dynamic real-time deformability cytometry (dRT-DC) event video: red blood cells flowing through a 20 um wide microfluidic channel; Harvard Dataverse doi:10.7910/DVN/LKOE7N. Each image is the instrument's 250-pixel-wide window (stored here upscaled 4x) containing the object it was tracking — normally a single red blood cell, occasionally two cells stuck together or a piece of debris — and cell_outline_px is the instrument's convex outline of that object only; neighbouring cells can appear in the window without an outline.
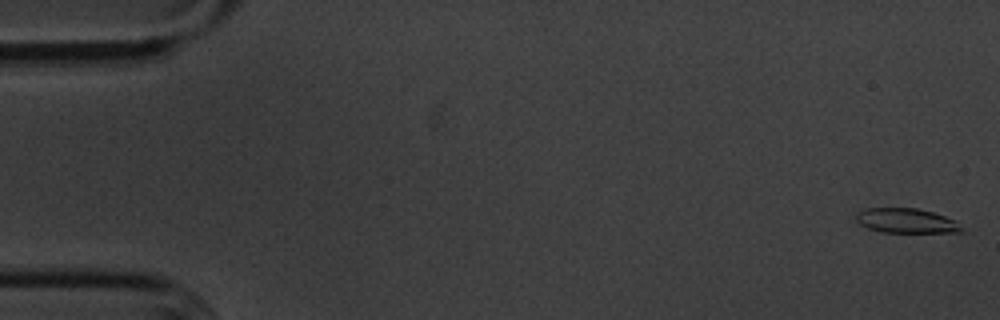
{"species": "common noctule bat (a hibernating species)", "species_latin": "Nyctalus noctula", "temperature_condition": "cold", "stored_images_in_passage": 57, "camera_frame_rate_fps": 3000, "um_per_image_px": 0.085, "animal": {"sex": "male", "body_mass_g": 20.1, "forearm_length_mm": 53.5}, "frame": {"image": 1, "passage_image": 1, "time_ms": 0.0, "image_size_px": [1000, 320], "cell_outline_px": [[964, 232], [880, 232], [868, 228], [860, 224], [856, 220], [856, 216], [864, 208], [916, 208], [932, 212], [956, 220], [964, 228]], "centroid_in_image_um": [77.07, 18.77], "position_along_channel_um": 7.9, "area_um2": 15.14}}
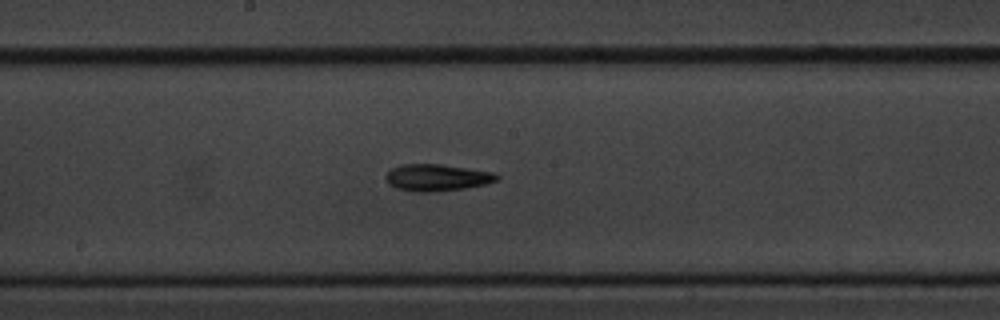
{"frame": {"image": 2, "passage_image": 30, "time_ms": 9.667, "image_size_px": [1000, 320], "cell_outline_px": [[500, 176], [496, 180], [484, 184], [464, 188], [428, 192], [416, 192], [396, 188], [388, 184], [384, 176], [392, 168], [400, 164], [440, 164], [496, 172]], "centroid_in_image_um": [37.11, 15.08], "position_along_channel_um": 211.1, "area_um2": 17.34}}
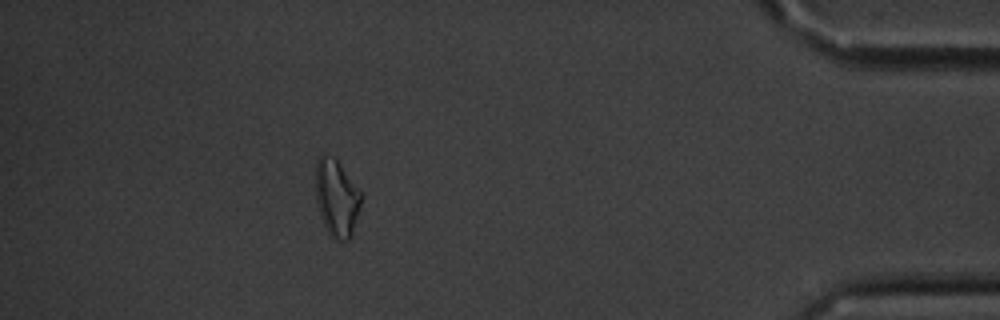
{"frame": {"image": 3, "passage_image": 51, "time_ms": 16.667, "image_size_px": [1000, 320], "cell_outline_px": [[360, 208], [352, 236], [348, 240], [340, 240], [332, 236], [328, 232], [320, 216], [316, 204], [316, 160], [320, 156], [324, 156], [336, 160], [340, 164], [360, 192]], "centroid_in_image_um": [28.6, 16.87], "position_along_channel_um": 406.6, "area_um2": 19.94}, "authors_computed_cell_mechanics": {"area_um2": 16.7042, "velocity_mm_per_s": 3.4976, "shape_relaxation_time_tau1_ms": 3.3889, "shape_relaxation_time_tau2_ms": null, "deformation_change_tau1": 0.1423, "deformation_change_tau2": null}}